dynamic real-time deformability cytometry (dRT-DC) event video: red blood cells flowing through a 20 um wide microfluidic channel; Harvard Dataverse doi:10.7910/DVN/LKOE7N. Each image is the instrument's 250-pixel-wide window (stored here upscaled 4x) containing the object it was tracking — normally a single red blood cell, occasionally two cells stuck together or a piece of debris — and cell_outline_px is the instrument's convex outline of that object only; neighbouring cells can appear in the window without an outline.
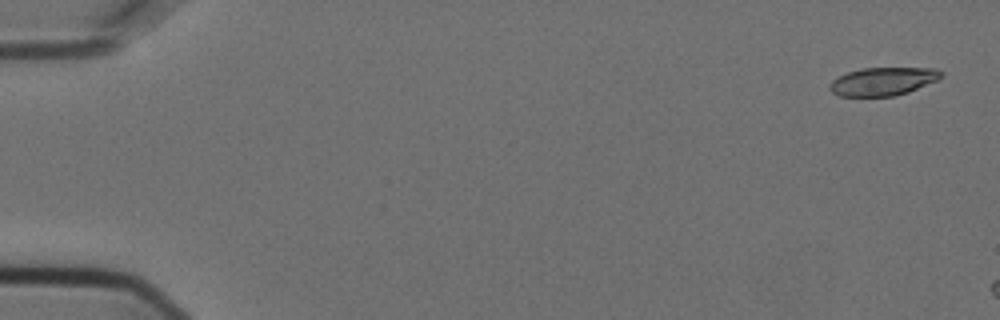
{"species": "Egyptian fruit bat (a non-hibernating species)", "species_latin": "Rousettus aegyptiacus", "temperature_condition": "cold", "stored_images_in_passage": 3, "camera_frame_rate_fps": 3000, "um_per_image_px": 0.085, "animal": {"sex": "female"}, "frame": {"image": 1, "passage_image": 1, "time_ms": 0.0, "image_size_px": [1000, 320], "cell_outline_px": [[944, 72], [936, 80], [908, 92], [896, 96], [840, 96], [832, 92], [828, 88], [828, 84], [832, 80], [848, 72], [864, 68], [936, 68]], "centroid_in_image_um": [75.02, 6.92], "position_along_channel_um": 10.0, "area_um2": 18.15}}